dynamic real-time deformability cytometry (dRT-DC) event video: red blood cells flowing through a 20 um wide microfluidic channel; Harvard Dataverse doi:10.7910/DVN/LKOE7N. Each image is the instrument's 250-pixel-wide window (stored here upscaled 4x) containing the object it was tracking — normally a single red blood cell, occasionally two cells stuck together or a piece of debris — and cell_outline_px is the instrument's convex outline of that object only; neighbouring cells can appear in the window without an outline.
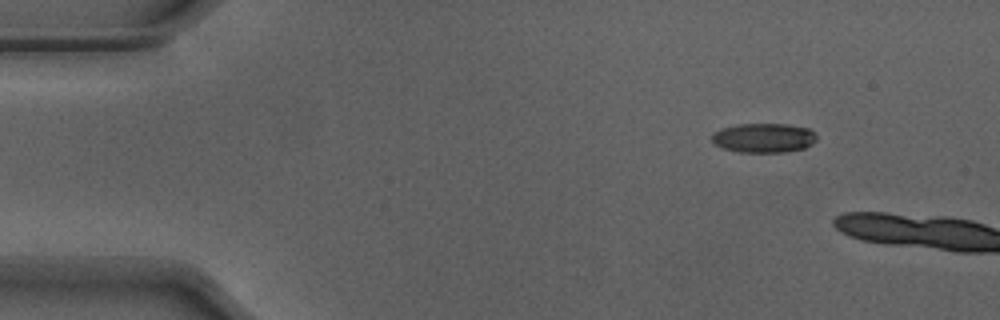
{"species": "Egyptian fruit bat (a non-hibernating species)", "species_latin": "Rousettus aegyptiacus", "temperature_condition": "warm", "stored_images_in_passage": 6, "camera_frame_rate_fps": 3000, "um_per_image_px": 0.085, "animal": {"sex": "male"}, "frame": {"image": 1, "passage_image": 1, "time_ms": 0.0, "image_size_px": [1000, 320], "cell_outline_px": [[816, 140], [804, 148], [784, 152], [740, 152], [720, 148], [712, 140], [712, 132], [724, 128], [740, 124], [788, 124], [808, 128], [816, 136]], "centroid_in_image_um": [64.89, 11.72], "position_along_channel_um": 20.1, "area_um2": 17.8}}